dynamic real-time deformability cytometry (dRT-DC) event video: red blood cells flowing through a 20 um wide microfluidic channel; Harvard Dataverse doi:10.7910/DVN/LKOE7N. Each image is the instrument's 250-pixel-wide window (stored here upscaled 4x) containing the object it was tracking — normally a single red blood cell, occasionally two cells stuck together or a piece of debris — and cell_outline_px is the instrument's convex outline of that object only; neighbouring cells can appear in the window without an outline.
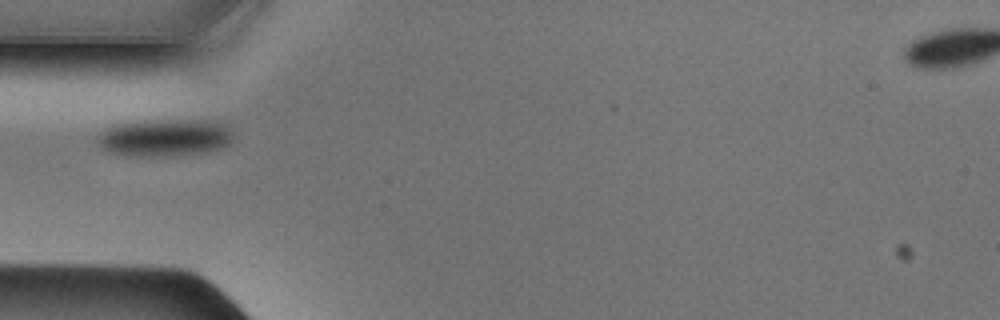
{"species": "Egyptian fruit bat (a non-hibernating species)", "species_latin": "Rousettus aegyptiacus", "temperature_condition": "cold", "stored_images_in_passage": 35, "camera_frame_rate_fps": 3000, "um_per_image_px": 0.085, "animal": {"sex": "male"}, "frame": {"image": 1, "passage_image": 1, "time_ms": 0.0, "image_size_px": [1000, 320], "cell_outline_px": [[232, 140], [228, 144], [220, 148], [208, 152], [176, 156], [124, 156], [112, 152], [104, 148], [96, 140], [96, 136], [104, 128], [116, 120], [220, 120], [228, 124], [232, 132]], "centroid_in_image_um": [13.97, 11.66], "position_along_channel_um": 71.0, "area_um2": 30.81}}
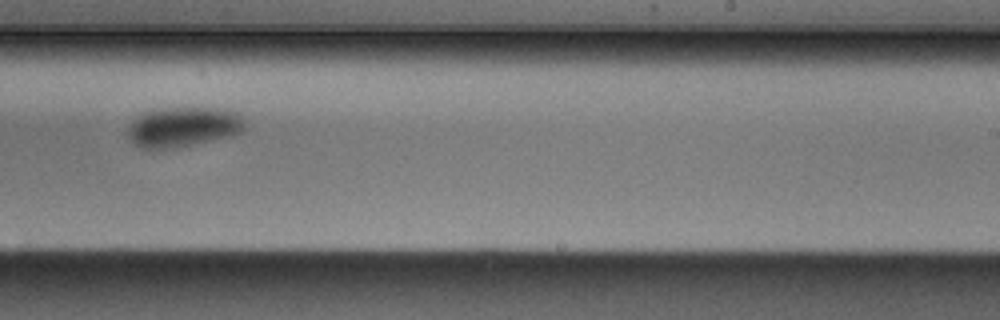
{"frame": {"image": 2, "passage_image": 16, "time_ms": 5.0, "image_size_px": [1000, 320], "cell_outline_px": [[244, 128], [240, 132], [232, 136], [176, 148], [140, 148], [132, 144], [128, 136], [128, 128], [144, 112], [172, 108], [224, 108], [236, 112], [240, 116], [244, 124]], "centroid_in_image_um": [15.59, 10.8], "position_along_channel_um": 273.4, "area_um2": 26.93}}
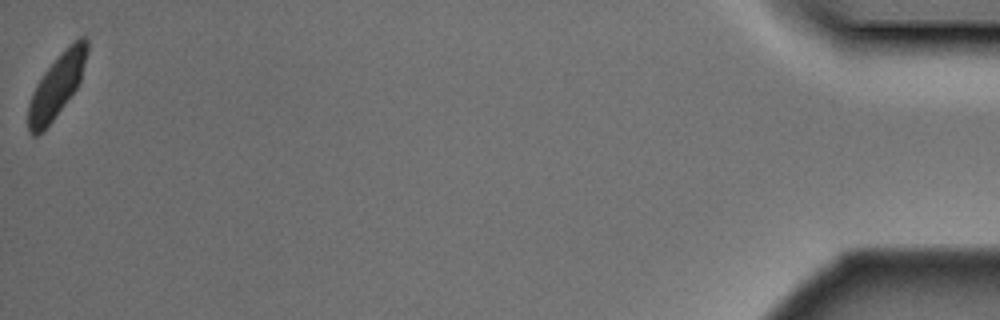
{"frame": {"image": 3, "passage_image": 35, "time_ms": 11.333, "image_size_px": [1000, 320], "cell_outline_px": [[88, 52], [80, 80], [76, 88], [44, 132], [36, 136], [32, 136], [28, 132], [28, 104], [32, 92], [36, 84], [44, 72], [80, 36], [84, 36], [88, 40]], "centroid_in_image_um": [4.79, 7.36], "position_along_channel_um": 430.4, "area_um2": 21.15}}